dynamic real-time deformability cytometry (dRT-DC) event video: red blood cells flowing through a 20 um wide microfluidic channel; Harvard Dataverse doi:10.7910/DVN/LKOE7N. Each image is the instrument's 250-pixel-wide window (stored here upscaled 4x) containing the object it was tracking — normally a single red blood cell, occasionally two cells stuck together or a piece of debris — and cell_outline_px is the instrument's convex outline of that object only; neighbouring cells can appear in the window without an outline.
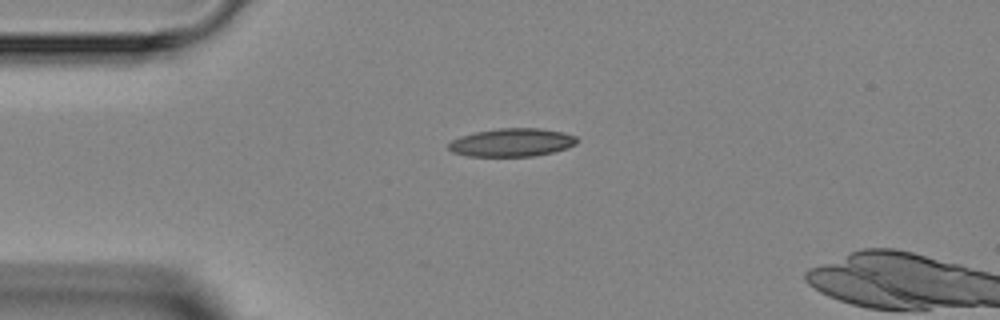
{"species": "Egyptian fruit bat (a non-hibernating species)", "species_latin": "Rousettus aegyptiacus", "temperature_condition": "room temperature", "stored_images_in_passage": 2, "camera_frame_rate_fps": 3000, "um_per_image_px": 0.085, "animal": {"sex": "female"}, "frame": {"image": 1, "passage_image": 1, "time_ms": 0.0, "image_size_px": [1000, 320], "cell_outline_px": [[576, 144], [568, 148], [552, 152], [532, 156], [468, 156], [452, 152], [448, 148], [448, 144], [452, 140], [460, 136], [476, 132], [500, 128], [540, 128], [560, 132], [576, 136]], "centroid_in_image_um": [43.49, 12.11], "position_along_channel_um": 41.5, "area_um2": 20.92}}